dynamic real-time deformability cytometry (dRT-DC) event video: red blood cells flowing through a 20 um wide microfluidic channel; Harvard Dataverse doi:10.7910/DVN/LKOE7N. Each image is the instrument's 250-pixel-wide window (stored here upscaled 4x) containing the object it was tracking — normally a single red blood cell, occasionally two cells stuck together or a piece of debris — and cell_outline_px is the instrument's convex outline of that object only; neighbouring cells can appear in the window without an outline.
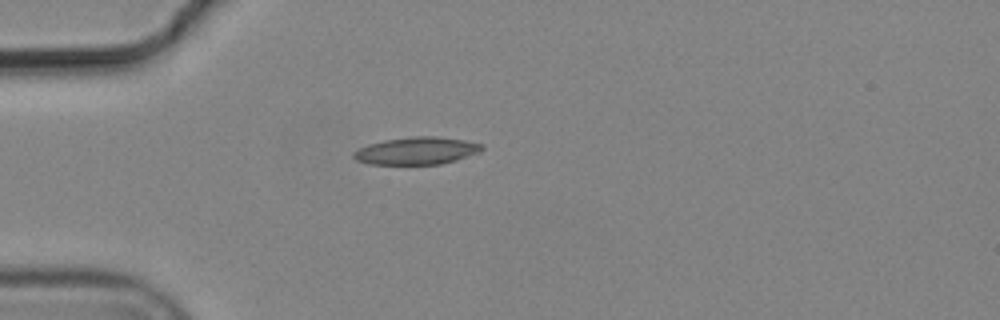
{"species": "common noctule bat (a hibernating species)", "species_latin": "Nyctalus noctula", "temperature_condition": "cold", "stored_images_in_passage": 2, "camera_frame_rate_fps": 3000, "um_per_image_px": 0.085, "animal": {"sex": "male", "body_mass_g": 19.2, "forearm_length_mm": 51.8}, "frame": {"image": 1, "passage_image": 1, "time_ms": 0.0, "image_size_px": [1000, 320], "cell_outline_px": [[484, 148], [480, 152], [456, 160], [440, 164], [372, 164], [356, 160], [352, 156], [352, 152], [368, 144], [384, 140], [412, 136], [436, 136], [464, 140], [484, 144]], "centroid_in_image_um": [35.43, 12.81], "position_along_channel_um": 49.6, "area_um2": 20.52}}